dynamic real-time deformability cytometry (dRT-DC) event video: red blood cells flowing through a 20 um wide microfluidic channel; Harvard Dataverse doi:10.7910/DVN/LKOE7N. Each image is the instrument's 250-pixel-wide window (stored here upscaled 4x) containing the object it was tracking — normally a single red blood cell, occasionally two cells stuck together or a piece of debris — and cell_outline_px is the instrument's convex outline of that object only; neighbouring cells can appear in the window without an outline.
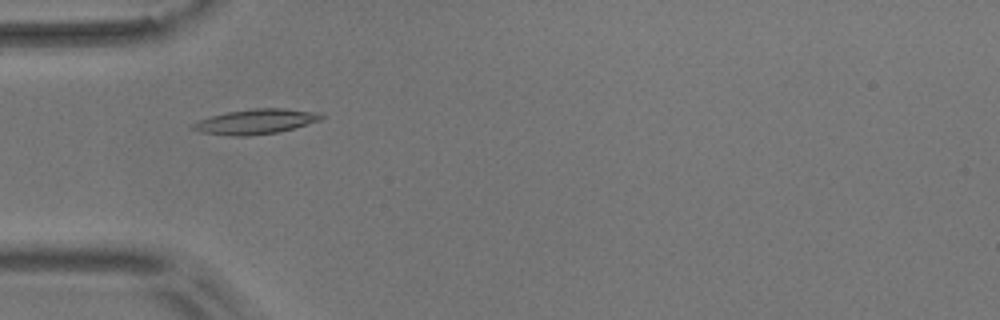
{"species": "common noctule bat (a hibernating species)", "species_latin": "Nyctalus noctula", "temperature_condition": "room temperature", "stored_images_in_passage": 5, "camera_frame_rate_fps": 3000, "um_per_image_px": 0.085, "animal": {"sex": "male", "body_mass_g": 17.9}, "frame": {"image": 1, "passage_image": 4, "time_ms": 5.0, "image_size_px": [1000, 320], "cell_outline_px": [[324, 116], [320, 120], [292, 128], [276, 132], [248, 136], [228, 136], [200, 132], [192, 128], [192, 124], [200, 120], [212, 116], [228, 112], [252, 108], [284, 108], [316, 112]], "centroid_in_image_um": [21.71, 10.33], "position_along_channel_um": 63.3, "area_um2": 18.38}}
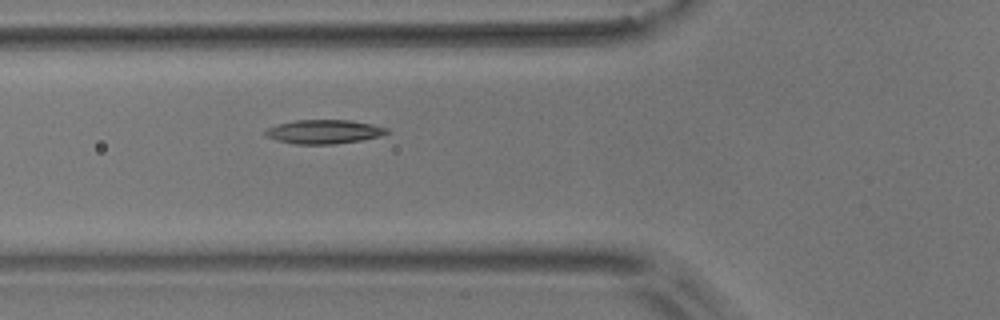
{"frame": {"image": 2, "passage_image": 5, "time_ms": 6.0, "image_size_px": [1000, 320], "cell_outline_px": [[388, 132], [380, 136], [360, 140], [336, 144], [296, 144], [276, 140], [264, 136], [264, 132], [268, 128], [280, 124], [296, 120], [348, 120], [372, 124], [388, 128]], "centroid_in_image_um": [27.52, 11.2], "position_along_channel_um": 98.3, "area_um2": 16.82}}